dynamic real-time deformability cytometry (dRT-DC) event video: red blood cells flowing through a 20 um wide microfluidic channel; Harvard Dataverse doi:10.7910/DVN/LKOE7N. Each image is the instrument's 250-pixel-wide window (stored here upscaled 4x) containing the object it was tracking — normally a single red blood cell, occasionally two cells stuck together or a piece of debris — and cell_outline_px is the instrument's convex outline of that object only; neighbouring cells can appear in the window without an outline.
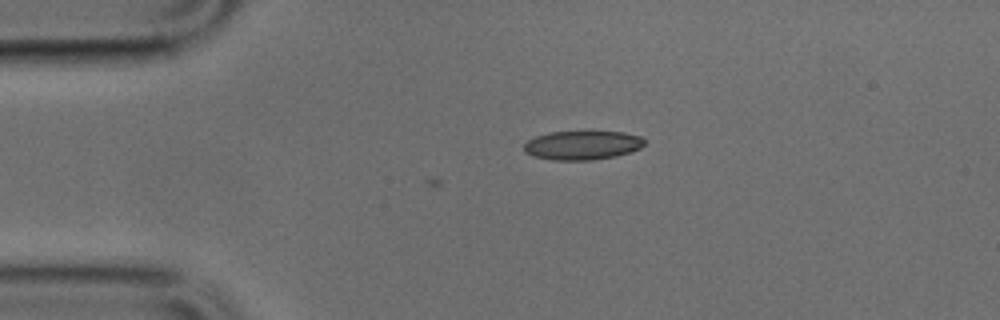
{"species": "common noctule bat (a hibernating species)", "species_latin": "Nyctalus noctula", "temperature_condition": "cold", "stored_images_in_passage": 4, "camera_frame_rate_fps": 3000, "um_per_image_px": 0.085, "animal": {"sex": "male", "body_mass_g": 17.9, "forearm_length_mm": 54.2}, "frame": {"image": 1, "passage_image": 4, "time_ms": 1.0, "image_size_px": [1000, 320], "cell_outline_px": [[644, 144], [640, 148], [632, 152], [616, 156], [592, 160], [552, 160], [532, 156], [524, 152], [524, 144], [528, 140], [536, 136], [548, 132], [624, 132], [640, 136], [644, 140]], "centroid_in_image_um": [49.49, 12.35], "position_along_channel_um": 35.5, "area_um2": 20.4}}